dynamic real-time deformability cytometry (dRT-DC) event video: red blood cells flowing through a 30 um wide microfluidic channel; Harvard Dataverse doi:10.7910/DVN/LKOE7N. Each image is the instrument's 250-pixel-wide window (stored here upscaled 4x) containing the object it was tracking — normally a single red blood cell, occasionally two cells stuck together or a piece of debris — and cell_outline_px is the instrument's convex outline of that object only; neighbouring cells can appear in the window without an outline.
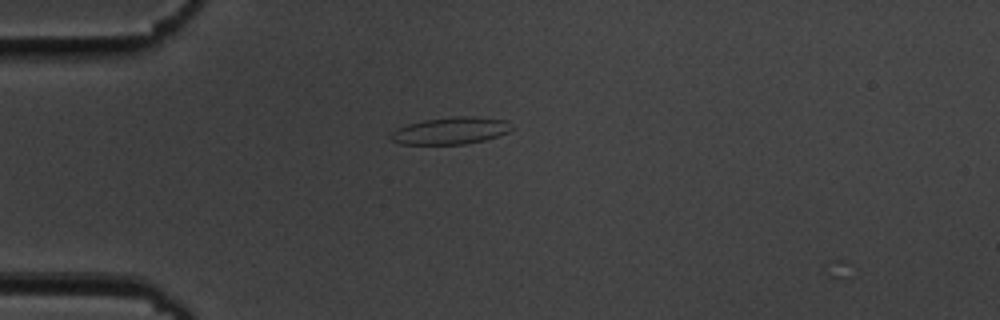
{"species": "common noctule bat (a hibernating species)", "species_latin": "Nyctalus noctula", "temperature_condition": "cold", "stored_images_in_passage": 7, "camera_frame_rate_fps": 3000, "um_per_image_px": 0.085, "animal": {"sex": "male", "body_mass_g": 19.5, "forearm_length_mm": 54.6}, "frame": {"image": 1, "passage_image": 6, "time_ms": 1.667, "image_size_px": [1000, 320], "cell_outline_px": [[512, 128], [508, 132], [484, 140], [464, 144], [400, 144], [392, 140], [388, 136], [396, 128], [408, 124], [424, 120], [456, 116], [472, 116], [508, 120]], "centroid_in_image_um": [38.28, 11.1], "position_along_channel_um": 46.7, "area_um2": 19.02}}